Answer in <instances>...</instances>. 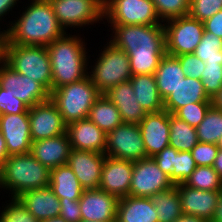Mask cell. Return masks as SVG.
Instances as JSON below:
<instances>
[{
	"label": "cell",
	"instance_id": "1",
	"mask_svg": "<svg viewBox=\"0 0 222 222\" xmlns=\"http://www.w3.org/2000/svg\"><path fill=\"white\" fill-rule=\"evenodd\" d=\"M109 26L107 41L127 53L132 75L154 74L166 54L164 25Z\"/></svg>",
	"mask_w": 222,
	"mask_h": 222
},
{
	"label": "cell",
	"instance_id": "2",
	"mask_svg": "<svg viewBox=\"0 0 222 222\" xmlns=\"http://www.w3.org/2000/svg\"><path fill=\"white\" fill-rule=\"evenodd\" d=\"M16 20L5 24L7 43L48 46L66 33L58 22L50 2H31ZM25 9V10H24Z\"/></svg>",
	"mask_w": 222,
	"mask_h": 222
},
{
	"label": "cell",
	"instance_id": "3",
	"mask_svg": "<svg viewBox=\"0 0 222 222\" xmlns=\"http://www.w3.org/2000/svg\"><path fill=\"white\" fill-rule=\"evenodd\" d=\"M86 45L85 37L82 38L79 33H66L46 46L52 71V91L88 76L91 60Z\"/></svg>",
	"mask_w": 222,
	"mask_h": 222
},
{
	"label": "cell",
	"instance_id": "4",
	"mask_svg": "<svg viewBox=\"0 0 222 222\" xmlns=\"http://www.w3.org/2000/svg\"><path fill=\"white\" fill-rule=\"evenodd\" d=\"M50 176L51 170L31 153L12 155L0 167V189L18 198L26 191L50 186Z\"/></svg>",
	"mask_w": 222,
	"mask_h": 222
},
{
	"label": "cell",
	"instance_id": "5",
	"mask_svg": "<svg viewBox=\"0 0 222 222\" xmlns=\"http://www.w3.org/2000/svg\"><path fill=\"white\" fill-rule=\"evenodd\" d=\"M4 62L52 92V71L46 46L6 44Z\"/></svg>",
	"mask_w": 222,
	"mask_h": 222
},
{
	"label": "cell",
	"instance_id": "6",
	"mask_svg": "<svg viewBox=\"0 0 222 222\" xmlns=\"http://www.w3.org/2000/svg\"><path fill=\"white\" fill-rule=\"evenodd\" d=\"M100 96L101 93L89 76L56 88L50 93V99L58 108L66 125L88 118L90 108Z\"/></svg>",
	"mask_w": 222,
	"mask_h": 222
},
{
	"label": "cell",
	"instance_id": "7",
	"mask_svg": "<svg viewBox=\"0 0 222 222\" xmlns=\"http://www.w3.org/2000/svg\"><path fill=\"white\" fill-rule=\"evenodd\" d=\"M94 61L88 65V76L101 94L132 77L127 53L109 41Z\"/></svg>",
	"mask_w": 222,
	"mask_h": 222
},
{
	"label": "cell",
	"instance_id": "8",
	"mask_svg": "<svg viewBox=\"0 0 222 222\" xmlns=\"http://www.w3.org/2000/svg\"><path fill=\"white\" fill-rule=\"evenodd\" d=\"M166 54L180 56L194 53L204 33V23L195 18L181 16L163 22Z\"/></svg>",
	"mask_w": 222,
	"mask_h": 222
},
{
	"label": "cell",
	"instance_id": "9",
	"mask_svg": "<svg viewBox=\"0 0 222 222\" xmlns=\"http://www.w3.org/2000/svg\"><path fill=\"white\" fill-rule=\"evenodd\" d=\"M104 19L108 25L163 24L152 0H106Z\"/></svg>",
	"mask_w": 222,
	"mask_h": 222
},
{
	"label": "cell",
	"instance_id": "10",
	"mask_svg": "<svg viewBox=\"0 0 222 222\" xmlns=\"http://www.w3.org/2000/svg\"><path fill=\"white\" fill-rule=\"evenodd\" d=\"M55 16L65 31L85 28L104 20V9L95 0H51Z\"/></svg>",
	"mask_w": 222,
	"mask_h": 222
},
{
	"label": "cell",
	"instance_id": "11",
	"mask_svg": "<svg viewBox=\"0 0 222 222\" xmlns=\"http://www.w3.org/2000/svg\"><path fill=\"white\" fill-rule=\"evenodd\" d=\"M105 155L130 161L147 158L139 124L123 123L108 132Z\"/></svg>",
	"mask_w": 222,
	"mask_h": 222
},
{
	"label": "cell",
	"instance_id": "12",
	"mask_svg": "<svg viewBox=\"0 0 222 222\" xmlns=\"http://www.w3.org/2000/svg\"><path fill=\"white\" fill-rule=\"evenodd\" d=\"M174 184L152 157L133 161V175L129 196L150 198L153 194L170 189Z\"/></svg>",
	"mask_w": 222,
	"mask_h": 222
},
{
	"label": "cell",
	"instance_id": "13",
	"mask_svg": "<svg viewBox=\"0 0 222 222\" xmlns=\"http://www.w3.org/2000/svg\"><path fill=\"white\" fill-rule=\"evenodd\" d=\"M0 87L11 90L28 107L50 99V93L35 80L15 72L4 61L0 62Z\"/></svg>",
	"mask_w": 222,
	"mask_h": 222
},
{
	"label": "cell",
	"instance_id": "14",
	"mask_svg": "<svg viewBox=\"0 0 222 222\" xmlns=\"http://www.w3.org/2000/svg\"><path fill=\"white\" fill-rule=\"evenodd\" d=\"M28 115L32 142L66 133V124L51 99L29 107Z\"/></svg>",
	"mask_w": 222,
	"mask_h": 222
},
{
	"label": "cell",
	"instance_id": "15",
	"mask_svg": "<svg viewBox=\"0 0 222 222\" xmlns=\"http://www.w3.org/2000/svg\"><path fill=\"white\" fill-rule=\"evenodd\" d=\"M0 131L6 141L9 156L31 152V132L28 113L1 114Z\"/></svg>",
	"mask_w": 222,
	"mask_h": 222
},
{
	"label": "cell",
	"instance_id": "16",
	"mask_svg": "<svg viewBox=\"0 0 222 222\" xmlns=\"http://www.w3.org/2000/svg\"><path fill=\"white\" fill-rule=\"evenodd\" d=\"M105 157L104 153L71 148L67 165L85 190L99 189Z\"/></svg>",
	"mask_w": 222,
	"mask_h": 222
},
{
	"label": "cell",
	"instance_id": "17",
	"mask_svg": "<svg viewBox=\"0 0 222 222\" xmlns=\"http://www.w3.org/2000/svg\"><path fill=\"white\" fill-rule=\"evenodd\" d=\"M147 157H153L169 146L170 113L164 109L147 113L139 123Z\"/></svg>",
	"mask_w": 222,
	"mask_h": 222
},
{
	"label": "cell",
	"instance_id": "18",
	"mask_svg": "<svg viewBox=\"0 0 222 222\" xmlns=\"http://www.w3.org/2000/svg\"><path fill=\"white\" fill-rule=\"evenodd\" d=\"M133 175V161L105 157L99 189L118 199L129 195Z\"/></svg>",
	"mask_w": 222,
	"mask_h": 222
},
{
	"label": "cell",
	"instance_id": "19",
	"mask_svg": "<svg viewBox=\"0 0 222 222\" xmlns=\"http://www.w3.org/2000/svg\"><path fill=\"white\" fill-rule=\"evenodd\" d=\"M118 198L100 189L84 190L79 199L85 221L116 222Z\"/></svg>",
	"mask_w": 222,
	"mask_h": 222
},
{
	"label": "cell",
	"instance_id": "20",
	"mask_svg": "<svg viewBox=\"0 0 222 222\" xmlns=\"http://www.w3.org/2000/svg\"><path fill=\"white\" fill-rule=\"evenodd\" d=\"M177 188L183 214L200 217L206 222L212 221L221 190H198L188 187L184 183L177 184Z\"/></svg>",
	"mask_w": 222,
	"mask_h": 222
},
{
	"label": "cell",
	"instance_id": "21",
	"mask_svg": "<svg viewBox=\"0 0 222 222\" xmlns=\"http://www.w3.org/2000/svg\"><path fill=\"white\" fill-rule=\"evenodd\" d=\"M66 134L71 148L105 154L107 134L89 118L66 125Z\"/></svg>",
	"mask_w": 222,
	"mask_h": 222
},
{
	"label": "cell",
	"instance_id": "22",
	"mask_svg": "<svg viewBox=\"0 0 222 222\" xmlns=\"http://www.w3.org/2000/svg\"><path fill=\"white\" fill-rule=\"evenodd\" d=\"M71 150L70 141L66 133L33 141L31 154L48 169H54L67 164Z\"/></svg>",
	"mask_w": 222,
	"mask_h": 222
},
{
	"label": "cell",
	"instance_id": "23",
	"mask_svg": "<svg viewBox=\"0 0 222 222\" xmlns=\"http://www.w3.org/2000/svg\"><path fill=\"white\" fill-rule=\"evenodd\" d=\"M104 95L117 107L124 123L139 124L147 114L137 101L130 81L119 83Z\"/></svg>",
	"mask_w": 222,
	"mask_h": 222
},
{
	"label": "cell",
	"instance_id": "24",
	"mask_svg": "<svg viewBox=\"0 0 222 222\" xmlns=\"http://www.w3.org/2000/svg\"><path fill=\"white\" fill-rule=\"evenodd\" d=\"M18 199L39 222L59 216L60 200L50 186L26 191Z\"/></svg>",
	"mask_w": 222,
	"mask_h": 222
},
{
	"label": "cell",
	"instance_id": "25",
	"mask_svg": "<svg viewBox=\"0 0 222 222\" xmlns=\"http://www.w3.org/2000/svg\"><path fill=\"white\" fill-rule=\"evenodd\" d=\"M197 102H212L206 94L202 81L186 76L164 99V110L174 114L179 108Z\"/></svg>",
	"mask_w": 222,
	"mask_h": 222
},
{
	"label": "cell",
	"instance_id": "26",
	"mask_svg": "<svg viewBox=\"0 0 222 222\" xmlns=\"http://www.w3.org/2000/svg\"><path fill=\"white\" fill-rule=\"evenodd\" d=\"M116 222H158L151 198L127 196L117 203Z\"/></svg>",
	"mask_w": 222,
	"mask_h": 222
},
{
	"label": "cell",
	"instance_id": "27",
	"mask_svg": "<svg viewBox=\"0 0 222 222\" xmlns=\"http://www.w3.org/2000/svg\"><path fill=\"white\" fill-rule=\"evenodd\" d=\"M130 83L136 99L146 113L159 112L164 109L154 74L132 75Z\"/></svg>",
	"mask_w": 222,
	"mask_h": 222
},
{
	"label": "cell",
	"instance_id": "28",
	"mask_svg": "<svg viewBox=\"0 0 222 222\" xmlns=\"http://www.w3.org/2000/svg\"><path fill=\"white\" fill-rule=\"evenodd\" d=\"M50 187L58 198L70 200H79L85 190L67 164L51 169Z\"/></svg>",
	"mask_w": 222,
	"mask_h": 222
},
{
	"label": "cell",
	"instance_id": "29",
	"mask_svg": "<svg viewBox=\"0 0 222 222\" xmlns=\"http://www.w3.org/2000/svg\"><path fill=\"white\" fill-rule=\"evenodd\" d=\"M157 88L164 100L186 75L176 57L165 54L154 73Z\"/></svg>",
	"mask_w": 222,
	"mask_h": 222
},
{
	"label": "cell",
	"instance_id": "30",
	"mask_svg": "<svg viewBox=\"0 0 222 222\" xmlns=\"http://www.w3.org/2000/svg\"><path fill=\"white\" fill-rule=\"evenodd\" d=\"M88 118L106 134L124 123L117 107L104 94L90 108Z\"/></svg>",
	"mask_w": 222,
	"mask_h": 222
},
{
	"label": "cell",
	"instance_id": "31",
	"mask_svg": "<svg viewBox=\"0 0 222 222\" xmlns=\"http://www.w3.org/2000/svg\"><path fill=\"white\" fill-rule=\"evenodd\" d=\"M150 198L155 207L158 222H173L183 214L177 185L157 192Z\"/></svg>",
	"mask_w": 222,
	"mask_h": 222
},
{
	"label": "cell",
	"instance_id": "32",
	"mask_svg": "<svg viewBox=\"0 0 222 222\" xmlns=\"http://www.w3.org/2000/svg\"><path fill=\"white\" fill-rule=\"evenodd\" d=\"M196 128L170 114L169 146L177 151H189L198 143Z\"/></svg>",
	"mask_w": 222,
	"mask_h": 222
},
{
	"label": "cell",
	"instance_id": "33",
	"mask_svg": "<svg viewBox=\"0 0 222 222\" xmlns=\"http://www.w3.org/2000/svg\"><path fill=\"white\" fill-rule=\"evenodd\" d=\"M196 133L199 142L218 144L222 137V110L212 105L196 127Z\"/></svg>",
	"mask_w": 222,
	"mask_h": 222
},
{
	"label": "cell",
	"instance_id": "34",
	"mask_svg": "<svg viewBox=\"0 0 222 222\" xmlns=\"http://www.w3.org/2000/svg\"><path fill=\"white\" fill-rule=\"evenodd\" d=\"M184 184L198 190H222V179L212 166H197Z\"/></svg>",
	"mask_w": 222,
	"mask_h": 222
},
{
	"label": "cell",
	"instance_id": "35",
	"mask_svg": "<svg viewBox=\"0 0 222 222\" xmlns=\"http://www.w3.org/2000/svg\"><path fill=\"white\" fill-rule=\"evenodd\" d=\"M194 54L204 62L222 64V39L204 30Z\"/></svg>",
	"mask_w": 222,
	"mask_h": 222
},
{
	"label": "cell",
	"instance_id": "36",
	"mask_svg": "<svg viewBox=\"0 0 222 222\" xmlns=\"http://www.w3.org/2000/svg\"><path fill=\"white\" fill-rule=\"evenodd\" d=\"M11 199V200H10ZM2 204L0 222H39L18 198H10Z\"/></svg>",
	"mask_w": 222,
	"mask_h": 222
},
{
	"label": "cell",
	"instance_id": "37",
	"mask_svg": "<svg viewBox=\"0 0 222 222\" xmlns=\"http://www.w3.org/2000/svg\"><path fill=\"white\" fill-rule=\"evenodd\" d=\"M156 13L162 22L166 20L187 16L190 0H152Z\"/></svg>",
	"mask_w": 222,
	"mask_h": 222
},
{
	"label": "cell",
	"instance_id": "38",
	"mask_svg": "<svg viewBox=\"0 0 222 222\" xmlns=\"http://www.w3.org/2000/svg\"><path fill=\"white\" fill-rule=\"evenodd\" d=\"M201 81L206 94L212 99L222 88V64L205 62Z\"/></svg>",
	"mask_w": 222,
	"mask_h": 222
},
{
	"label": "cell",
	"instance_id": "39",
	"mask_svg": "<svg viewBox=\"0 0 222 222\" xmlns=\"http://www.w3.org/2000/svg\"><path fill=\"white\" fill-rule=\"evenodd\" d=\"M212 102H197L179 108L173 115L190 126L197 127L205 118Z\"/></svg>",
	"mask_w": 222,
	"mask_h": 222
},
{
	"label": "cell",
	"instance_id": "40",
	"mask_svg": "<svg viewBox=\"0 0 222 222\" xmlns=\"http://www.w3.org/2000/svg\"><path fill=\"white\" fill-rule=\"evenodd\" d=\"M174 185L185 183L196 169L197 164L189 151H178L175 155Z\"/></svg>",
	"mask_w": 222,
	"mask_h": 222
},
{
	"label": "cell",
	"instance_id": "41",
	"mask_svg": "<svg viewBox=\"0 0 222 222\" xmlns=\"http://www.w3.org/2000/svg\"><path fill=\"white\" fill-rule=\"evenodd\" d=\"M222 9V0H190L188 15L204 22Z\"/></svg>",
	"mask_w": 222,
	"mask_h": 222
},
{
	"label": "cell",
	"instance_id": "42",
	"mask_svg": "<svg viewBox=\"0 0 222 222\" xmlns=\"http://www.w3.org/2000/svg\"><path fill=\"white\" fill-rule=\"evenodd\" d=\"M29 107L22 100L15 97L11 90L0 87V115L28 113Z\"/></svg>",
	"mask_w": 222,
	"mask_h": 222
},
{
	"label": "cell",
	"instance_id": "43",
	"mask_svg": "<svg viewBox=\"0 0 222 222\" xmlns=\"http://www.w3.org/2000/svg\"><path fill=\"white\" fill-rule=\"evenodd\" d=\"M218 150L217 144L198 142L191 153L197 166H213Z\"/></svg>",
	"mask_w": 222,
	"mask_h": 222
},
{
	"label": "cell",
	"instance_id": "44",
	"mask_svg": "<svg viewBox=\"0 0 222 222\" xmlns=\"http://www.w3.org/2000/svg\"><path fill=\"white\" fill-rule=\"evenodd\" d=\"M186 76L201 80V73L204 71L205 62L198 58L194 53L175 56Z\"/></svg>",
	"mask_w": 222,
	"mask_h": 222
},
{
	"label": "cell",
	"instance_id": "45",
	"mask_svg": "<svg viewBox=\"0 0 222 222\" xmlns=\"http://www.w3.org/2000/svg\"><path fill=\"white\" fill-rule=\"evenodd\" d=\"M178 153L177 150L168 146L164 148L161 152L153 156L152 158L155 160L156 164L159 168L167 174L170 181L174 184V169L173 166L175 161V155Z\"/></svg>",
	"mask_w": 222,
	"mask_h": 222
},
{
	"label": "cell",
	"instance_id": "46",
	"mask_svg": "<svg viewBox=\"0 0 222 222\" xmlns=\"http://www.w3.org/2000/svg\"><path fill=\"white\" fill-rule=\"evenodd\" d=\"M59 200L61 205L59 216L67 222L81 221L82 215L79 200H70L68 198H59Z\"/></svg>",
	"mask_w": 222,
	"mask_h": 222
},
{
	"label": "cell",
	"instance_id": "47",
	"mask_svg": "<svg viewBox=\"0 0 222 222\" xmlns=\"http://www.w3.org/2000/svg\"><path fill=\"white\" fill-rule=\"evenodd\" d=\"M204 30L222 39V9L204 22Z\"/></svg>",
	"mask_w": 222,
	"mask_h": 222
},
{
	"label": "cell",
	"instance_id": "48",
	"mask_svg": "<svg viewBox=\"0 0 222 222\" xmlns=\"http://www.w3.org/2000/svg\"><path fill=\"white\" fill-rule=\"evenodd\" d=\"M17 2L20 3L19 0H0V22L5 18L4 16L12 12L15 6L18 7Z\"/></svg>",
	"mask_w": 222,
	"mask_h": 222
},
{
	"label": "cell",
	"instance_id": "49",
	"mask_svg": "<svg viewBox=\"0 0 222 222\" xmlns=\"http://www.w3.org/2000/svg\"><path fill=\"white\" fill-rule=\"evenodd\" d=\"M8 150L6 147V141L0 131V167L9 158Z\"/></svg>",
	"mask_w": 222,
	"mask_h": 222
},
{
	"label": "cell",
	"instance_id": "50",
	"mask_svg": "<svg viewBox=\"0 0 222 222\" xmlns=\"http://www.w3.org/2000/svg\"><path fill=\"white\" fill-rule=\"evenodd\" d=\"M0 24H2V22ZM6 43H7V29L1 31L0 27V62L4 61L5 58Z\"/></svg>",
	"mask_w": 222,
	"mask_h": 222
},
{
	"label": "cell",
	"instance_id": "51",
	"mask_svg": "<svg viewBox=\"0 0 222 222\" xmlns=\"http://www.w3.org/2000/svg\"><path fill=\"white\" fill-rule=\"evenodd\" d=\"M212 167L222 179V149L218 150L217 156L214 160V164Z\"/></svg>",
	"mask_w": 222,
	"mask_h": 222
},
{
	"label": "cell",
	"instance_id": "52",
	"mask_svg": "<svg viewBox=\"0 0 222 222\" xmlns=\"http://www.w3.org/2000/svg\"><path fill=\"white\" fill-rule=\"evenodd\" d=\"M173 222H206V221L194 215L182 214L179 218H177Z\"/></svg>",
	"mask_w": 222,
	"mask_h": 222
},
{
	"label": "cell",
	"instance_id": "53",
	"mask_svg": "<svg viewBox=\"0 0 222 222\" xmlns=\"http://www.w3.org/2000/svg\"><path fill=\"white\" fill-rule=\"evenodd\" d=\"M211 222H222V190L220 191L217 209Z\"/></svg>",
	"mask_w": 222,
	"mask_h": 222
},
{
	"label": "cell",
	"instance_id": "54",
	"mask_svg": "<svg viewBox=\"0 0 222 222\" xmlns=\"http://www.w3.org/2000/svg\"><path fill=\"white\" fill-rule=\"evenodd\" d=\"M212 105L217 109L222 110V88L221 90L212 98Z\"/></svg>",
	"mask_w": 222,
	"mask_h": 222
},
{
	"label": "cell",
	"instance_id": "55",
	"mask_svg": "<svg viewBox=\"0 0 222 222\" xmlns=\"http://www.w3.org/2000/svg\"><path fill=\"white\" fill-rule=\"evenodd\" d=\"M42 222H67V221L61 216H56L50 219L43 220Z\"/></svg>",
	"mask_w": 222,
	"mask_h": 222
},
{
	"label": "cell",
	"instance_id": "56",
	"mask_svg": "<svg viewBox=\"0 0 222 222\" xmlns=\"http://www.w3.org/2000/svg\"><path fill=\"white\" fill-rule=\"evenodd\" d=\"M103 9L105 8L106 5V0H95Z\"/></svg>",
	"mask_w": 222,
	"mask_h": 222
},
{
	"label": "cell",
	"instance_id": "57",
	"mask_svg": "<svg viewBox=\"0 0 222 222\" xmlns=\"http://www.w3.org/2000/svg\"><path fill=\"white\" fill-rule=\"evenodd\" d=\"M50 2L51 0H31V2Z\"/></svg>",
	"mask_w": 222,
	"mask_h": 222
},
{
	"label": "cell",
	"instance_id": "58",
	"mask_svg": "<svg viewBox=\"0 0 222 222\" xmlns=\"http://www.w3.org/2000/svg\"><path fill=\"white\" fill-rule=\"evenodd\" d=\"M217 145H218V148H219V149H222V137H221V139L219 140V142H218Z\"/></svg>",
	"mask_w": 222,
	"mask_h": 222
},
{
	"label": "cell",
	"instance_id": "59",
	"mask_svg": "<svg viewBox=\"0 0 222 222\" xmlns=\"http://www.w3.org/2000/svg\"><path fill=\"white\" fill-rule=\"evenodd\" d=\"M79 222H96V221H85V220H81ZM98 222V221H97Z\"/></svg>",
	"mask_w": 222,
	"mask_h": 222
}]
</instances>
